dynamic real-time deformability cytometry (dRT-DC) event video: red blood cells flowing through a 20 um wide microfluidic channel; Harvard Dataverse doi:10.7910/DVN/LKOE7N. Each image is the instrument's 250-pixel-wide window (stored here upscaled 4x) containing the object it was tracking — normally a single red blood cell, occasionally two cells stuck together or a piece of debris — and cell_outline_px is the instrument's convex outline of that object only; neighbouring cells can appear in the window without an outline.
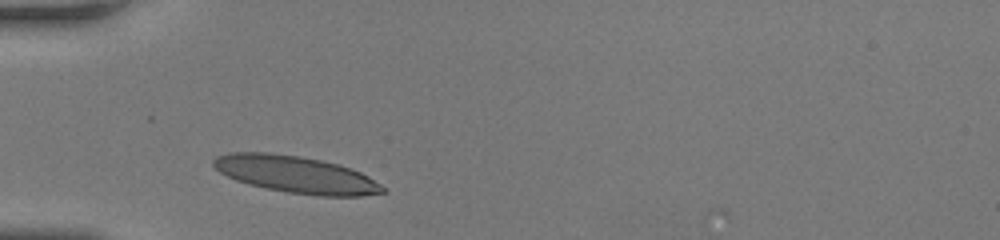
{"species": "human", "species_latin": "Homo sapiens", "temperature_condition": "room temperature", "stored_images_in_passage": 30, "camera_frame_rate_fps": 3000, "um_per_image_px": 0.085, "donor": {"sex": "female"}, "frame": {"image": 1, "passage_image": 1, "time_ms": 0.0, "image_size_px": [1000, 240], "cell_outline_px": [[388, 192], [360, 196], [320, 196], [288, 192], [264, 188], [248, 184], [236, 180], [220, 172], [212, 164], [212, 160], [216, 156], [228, 152], [268, 152], [300, 156], [340, 164], [352, 168], [368, 176], [380, 184]], "centroid_in_image_um": [25.15, 14.82], "position_along_channel_um": 59.8, "area_um2": 36.59}}
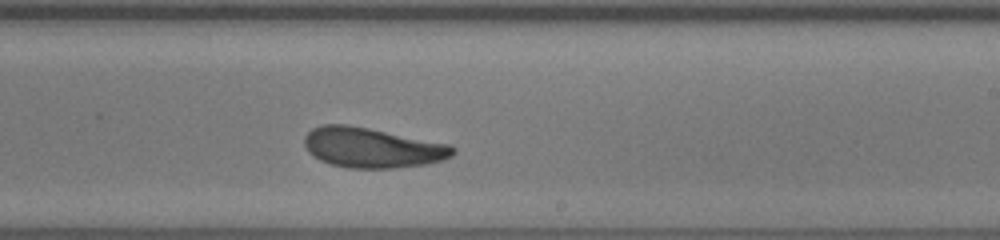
{"frame": {"image": 2, "passage_image": 16, "time_ms": 5.0, "image_size_px": [1000, 240], "cell_outline_px": [[456, 152], [452, 156], [428, 164], [396, 168], [348, 168], [332, 164], [320, 160], [308, 152], [304, 144], [304, 136], [312, 128], [320, 124], [348, 124], [448, 144], [456, 148]], "centroid_in_image_um": [31.6, 12.55], "position_along_channel_um": 257.4, "area_um2": 34.62}}
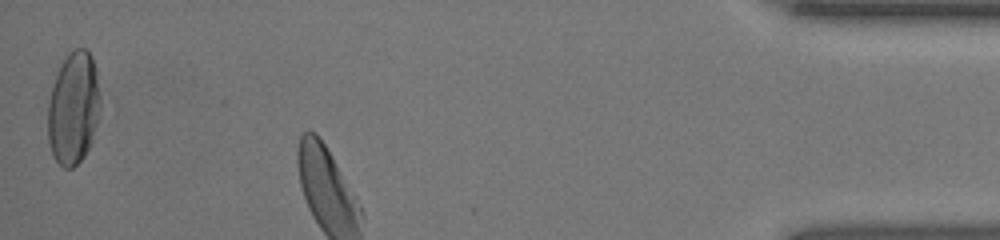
{"frame": {"image": 3, "passage_image": 30, "time_ms": 9.667, "image_size_px": [1000, 240], "cell_outline_px": [[100, 108], [96, 124], [88, 148], [84, 156], [72, 168], [64, 168], [52, 156], [48, 140], [48, 104], [52, 88], [56, 76], [64, 60], [76, 48], [84, 48], [92, 56], [96, 68], [100, 96]], "centroid_in_image_um": [6.24, 9.21], "position_along_channel_um": 429.0, "area_um2": 33.99}, "authors_computed_cell_mechanics": {"area_um2": 34.5644, "velocity_mm_per_s": 4.132, "shape_relaxation_time_tau1_ms": 4.2849, "shape_relaxation_time_tau2_ms": 1.6744, "deformation_change_tau1": 0.1674, "deformation_change_tau2": 0.0859}}